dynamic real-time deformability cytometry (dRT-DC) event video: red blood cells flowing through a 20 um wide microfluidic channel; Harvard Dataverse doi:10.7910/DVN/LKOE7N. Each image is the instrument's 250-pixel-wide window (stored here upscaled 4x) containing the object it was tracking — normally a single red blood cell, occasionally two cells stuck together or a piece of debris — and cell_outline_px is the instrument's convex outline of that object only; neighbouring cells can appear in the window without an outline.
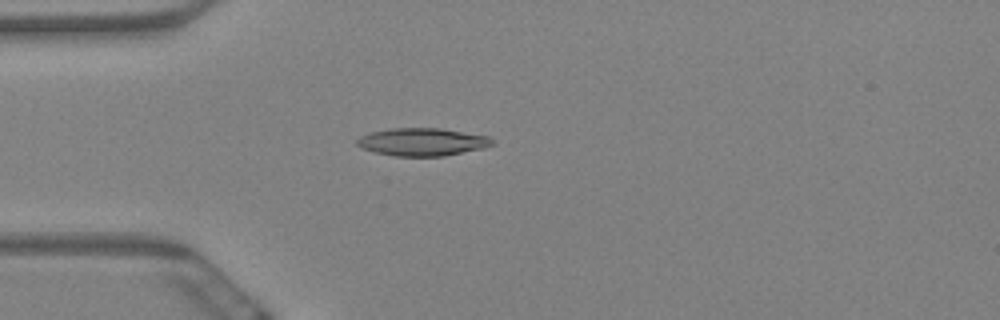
{"species": "Egyptian fruit bat (a non-hibernating species)", "species_latin": "Rousettus aegyptiacus", "temperature_condition": "warm", "stored_images_in_passage": 60, "camera_frame_rate_fps": 3000, "um_per_image_px": 0.085, "animal": {"sex": "female"}, "frame": {"image": 1, "passage_image": 17, "time_ms": 5.333, "image_size_px": [1000, 320], "cell_outline_px": [[496, 144], [480, 148], [444, 156], [392, 156], [360, 148], [356, 144], [356, 140], [360, 136], [372, 132], [388, 128], [440, 128], [488, 136]], "centroid_in_image_um": [35.85, 12.06], "position_along_channel_um": 49.2, "area_um2": 21.79}}
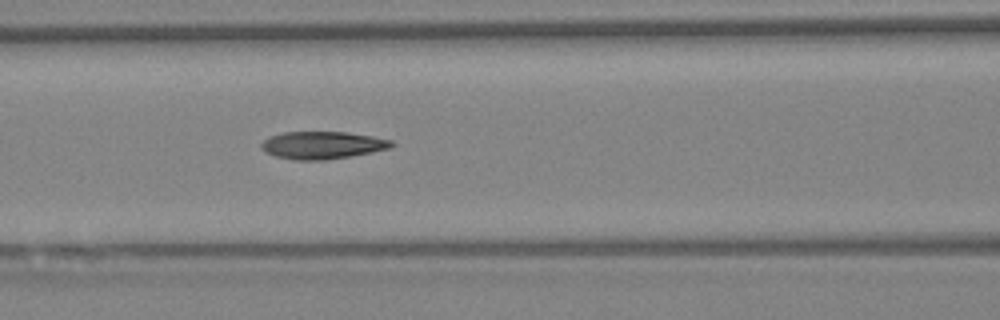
{"frame": {"image": 2, "passage_image": 26, "time_ms": 8.333, "image_size_px": [1000, 320], "cell_outline_px": [[396, 144], [388, 148], [348, 156], [324, 160], [292, 160], [276, 156], [264, 152], [260, 148], [260, 144], [268, 136], [284, 132], [348, 132], [372, 136], [392, 140]], "centroid_in_image_um": [27.34, 12.33], "position_along_channel_um": 139.3, "area_um2": 20.81}}
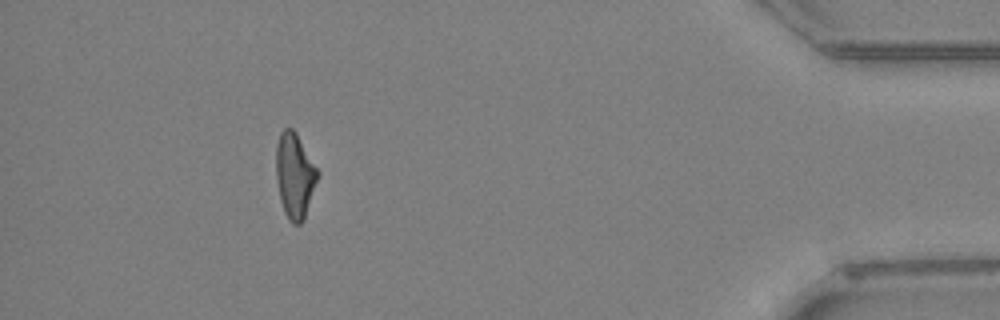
{"frame": {"image": 3, "passage_image": 55, "time_ms": 18.0, "image_size_px": [1000, 320], "cell_outline_px": [[320, 172], [304, 220], [300, 224], [292, 224], [288, 220], [284, 212], [280, 200], [276, 180], [276, 144], [280, 132], [284, 128], [292, 128], [296, 132]], "centroid_in_image_um": [25.05, 14.92], "position_along_channel_um": 410.2, "area_um2": 20.87}, "authors_computed_cell_mechanics": {"area_um2": 20.6924, "velocity_mm_per_s": 3.3997, "shape_relaxation_time_tau1_ms": null, "shape_relaxation_time_tau2_ms": 3.8077, "deformation_change_tau1": null, "deformation_change_tau2": 0.1247}}